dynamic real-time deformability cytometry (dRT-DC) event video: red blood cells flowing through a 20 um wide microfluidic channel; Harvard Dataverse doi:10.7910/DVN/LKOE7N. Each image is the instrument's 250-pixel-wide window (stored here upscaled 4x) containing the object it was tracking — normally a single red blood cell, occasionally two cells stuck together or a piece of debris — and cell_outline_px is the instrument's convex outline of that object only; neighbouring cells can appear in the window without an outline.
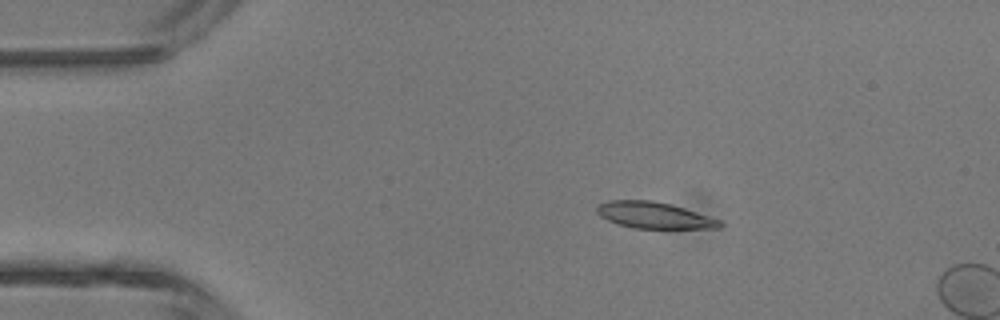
{"species": "common noctule bat (a hibernating species)", "species_latin": "Nyctalus noctula", "temperature_condition": "room temperature", "stored_images_in_passage": 4, "camera_frame_rate_fps": 3000, "um_per_image_px": 0.085, "animal": {"sex": "male", "body_mass_g": 13.3}, "frame": {"image": 1, "passage_image": 3, "time_ms": 2.333, "image_size_px": [1000, 320], "cell_outline_px": [[724, 224], [720, 228], [632, 228], [616, 224], [600, 216], [596, 212], [596, 204], [608, 200], [652, 200], [672, 204], [720, 220]], "centroid_in_image_um": [55.55, 18.29], "position_along_channel_um": 29.4, "area_um2": 19.02}}